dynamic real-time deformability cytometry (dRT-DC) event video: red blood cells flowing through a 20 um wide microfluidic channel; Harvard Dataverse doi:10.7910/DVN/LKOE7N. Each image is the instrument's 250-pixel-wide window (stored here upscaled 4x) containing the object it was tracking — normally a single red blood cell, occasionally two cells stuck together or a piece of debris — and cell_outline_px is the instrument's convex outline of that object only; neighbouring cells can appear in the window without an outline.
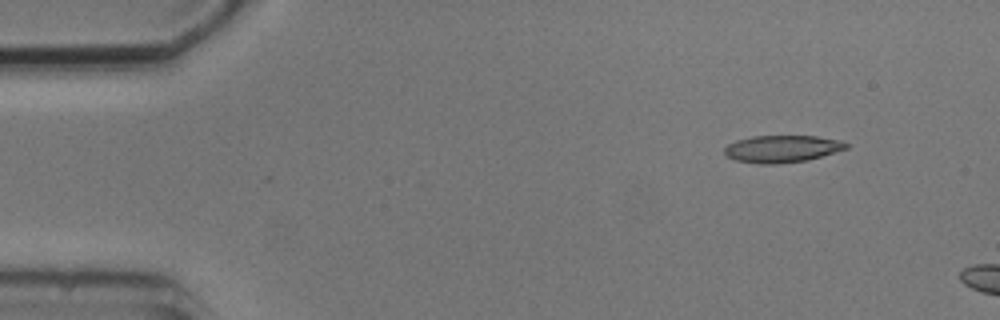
{"species": "common noctule bat (a hibernating species)", "species_latin": "Nyctalus noctula", "temperature_condition": "cold", "stored_images_in_passage": 3, "camera_frame_rate_fps": 3000, "um_per_image_px": 0.085, "animal": {"sex": "male", "body_mass_g": 20.5, "forearm_length_mm": 52.5}, "frame": {"image": 1, "passage_image": 1, "time_ms": 0.0, "image_size_px": [1000, 320], "cell_outline_px": [[848, 148], [808, 160], [776, 164], [760, 164], [736, 160], [728, 156], [724, 152], [724, 148], [728, 144], [736, 140], [752, 136], [816, 136], [844, 140], [848, 144]], "centroid_in_image_um": [66.5, 12.64], "position_along_channel_um": 18.5, "area_um2": 19.31}}